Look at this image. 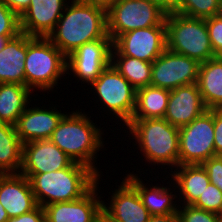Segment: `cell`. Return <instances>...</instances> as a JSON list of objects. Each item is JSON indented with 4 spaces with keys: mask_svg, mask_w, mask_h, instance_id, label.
Wrapping results in <instances>:
<instances>
[{
    "mask_svg": "<svg viewBox=\"0 0 222 222\" xmlns=\"http://www.w3.org/2000/svg\"><path fill=\"white\" fill-rule=\"evenodd\" d=\"M127 127V128H126ZM129 139H135L134 146L144 156L145 163L152 166L164 167L173 171L179 166V128L171 125L164 118L155 119H131L125 126ZM138 144V145H137ZM143 153V154H142ZM161 167H160V166ZM165 165L169 166L166 167Z\"/></svg>",
    "mask_w": 222,
    "mask_h": 222,
    "instance_id": "3",
    "label": "cell"
},
{
    "mask_svg": "<svg viewBox=\"0 0 222 222\" xmlns=\"http://www.w3.org/2000/svg\"><path fill=\"white\" fill-rule=\"evenodd\" d=\"M74 161L50 139L23 144L20 174H42L69 167Z\"/></svg>",
    "mask_w": 222,
    "mask_h": 222,
    "instance_id": "15",
    "label": "cell"
},
{
    "mask_svg": "<svg viewBox=\"0 0 222 222\" xmlns=\"http://www.w3.org/2000/svg\"><path fill=\"white\" fill-rule=\"evenodd\" d=\"M111 64L136 90L150 86L151 62L124 55H111Z\"/></svg>",
    "mask_w": 222,
    "mask_h": 222,
    "instance_id": "27",
    "label": "cell"
},
{
    "mask_svg": "<svg viewBox=\"0 0 222 222\" xmlns=\"http://www.w3.org/2000/svg\"><path fill=\"white\" fill-rule=\"evenodd\" d=\"M137 175L138 174L130 172V174H126L125 178L136 188L143 205L151 215L177 214L180 205L176 203L179 202L177 201L178 199H176L178 198L177 191H175L177 188L174 183H172V179H170L171 183L169 180L167 182L169 186H164V184L158 186L159 184L152 185L151 183V185H149L150 187H147V184ZM171 184H173V186ZM170 186L172 188L175 187L173 188L174 190L171 189ZM173 200L176 201L174 202Z\"/></svg>",
    "mask_w": 222,
    "mask_h": 222,
    "instance_id": "20",
    "label": "cell"
},
{
    "mask_svg": "<svg viewBox=\"0 0 222 222\" xmlns=\"http://www.w3.org/2000/svg\"><path fill=\"white\" fill-rule=\"evenodd\" d=\"M193 206L220 214L222 211V191L214 184L209 183Z\"/></svg>",
    "mask_w": 222,
    "mask_h": 222,
    "instance_id": "29",
    "label": "cell"
},
{
    "mask_svg": "<svg viewBox=\"0 0 222 222\" xmlns=\"http://www.w3.org/2000/svg\"><path fill=\"white\" fill-rule=\"evenodd\" d=\"M41 107V108H40ZM56 105L48 109L44 106L27 105L15 124L16 132L21 142L49 139L62 118L66 115L57 110Z\"/></svg>",
    "mask_w": 222,
    "mask_h": 222,
    "instance_id": "16",
    "label": "cell"
},
{
    "mask_svg": "<svg viewBox=\"0 0 222 222\" xmlns=\"http://www.w3.org/2000/svg\"><path fill=\"white\" fill-rule=\"evenodd\" d=\"M8 222H45V211L42 206H37L31 212L17 217L9 218Z\"/></svg>",
    "mask_w": 222,
    "mask_h": 222,
    "instance_id": "35",
    "label": "cell"
},
{
    "mask_svg": "<svg viewBox=\"0 0 222 222\" xmlns=\"http://www.w3.org/2000/svg\"><path fill=\"white\" fill-rule=\"evenodd\" d=\"M113 1H116V0H94V2H97V3L105 5V6H107L108 4H110Z\"/></svg>",
    "mask_w": 222,
    "mask_h": 222,
    "instance_id": "41",
    "label": "cell"
},
{
    "mask_svg": "<svg viewBox=\"0 0 222 222\" xmlns=\"http://www.w3.org/2000/svg\"><path fill=\"white\" fill-rule=\"evenodd\" d=\"M122 179L118 188L112 191L111 199L108 198L110 201L102 202L101 222H148L151 214L136 188L125 177Z\"/></svg>",
    "mask_w": 222,
    "mask_h": 222,
    "instance_id": "14",
    "label": "cell"
},
{
    "mask_svg": "<svg viewBox=\"0 0 222 222\" xmlns=\"http://www.w3.org/2000/svg\"><path fill=\"white\" fill-rule=\"evenodd\" d=\"M70 113L62 118L49 139L74 162L89 167L101 176L95 162L99 155L97 153L104 148V127H98L97 122L94 123L91 116H87L88 113H82L79 109Z\"/></svg>",
    "mask_w": 222,
    "mask_h": 222,
    "instance_id": "2",
    "label": "cell"
},
{
    "mask_svg": "<svg viewBox=\"0 0 222 222\" xmlns=\"http://www.w3.org/2000/svg\"><path fill=\"white\" fill-rule=\"evenodd\" d=\"M148 1L159 7L166 14H172L176 12L177 0H148Z\"/></svg>",
    "mask_w": 222,
    "mask_h": 222,
    "instance_id": "37",
    "label": "cell"
},
{
    "mask_svg": "<svg viewBox=\"0 0 222 222\" xmlns=\"http://www.w3.org/2000/svg\"><path fill=\"white\" fill-rule=\"evenodd\" d=\"M32 91L26 85L0 83V122L15 125L31 103Z\"/></svg>",
    "mask_w": 222,
    "mask_h": 222,
    "instance_id": "24",
    "label": "cell"
},
{
    "mask_svg": "<svg viewBox=\"0 0 222 222\" xmlns=\"http://www.w3.org/2000/svg\"><path fill=\"white\" fill-rule=\"evenodd\" d=\"M68 0H31L20 16L21 32L32 37H48L65 10Z\"/></svg>",
    "mask_w": 222,
    "mask_h": 222,
    "instance_id": "17",
    "label": "cell"
},
{
    "mask_svg": "<svg viewBox=\"0 0 222 222\" xmlns=\"http://www.w3.org/2000/svg\"><path fill=\"white\" fill-rule=\"evenodd\" d=\"M177 214L179 222H222L219 214L193 205H180Z\"/></svg>",
    "mask_w": 222,
    "mask_h": 222,
    "instance_id": "30",
    "label": "cell"
},
{
    "mask_svg": "<svg viewBox=\"0 0 222 222\" xmlns=\"http://www.w3.org/2000/svg\"><path fill=\"white\" fill-rule=\"evenodd\" d=\"M214 148L216 155L222 154V109H214Z\"/></svg>",
    "mask_w": 222,
    "mask_h": 222,
    "instance_id": "34",
    "label": "cell"
},
{
    "mask_svg": "<svg viewBox=\"0 0 222 222\" xmlns=\"http://www.w3.org/2000/svg\"><path fill=\"white\" fill-rule=\"evenodd\" d=\"M108 36L152 26H166V13L148 0H116L106 6Z\"/></svg>",
    "mask_w": 222,
    "mask_h": 222,
    "instance_id": "8",
    "label": "cell"
},
{
    "mask_svg": "<svg viewBox=\"0 0 222 222\" xmlns=\"http://www.w3.org/2000/svg\"><path fill=\"white\" fill-rule=\"evenodd\" d=\"M27 34L19 33L9 39L0 51V83L25 85Z\"/></svg>",
    "mask_w": 222,
    "mask_h": 222,
    "instance_id": "21",
    "label": "cell"
},
{
    "mask_svg": "<svg viewBox=\"0 0 222 222\" xmlns=\"http://www.w3.org/2000/svg\"><path fill=\"white\" fill-rule=\"evenodd\" d=\"M70 2V0H68ZM71 2H94V0H71Z\"/></svg>",
    "mask_w": 222,
    "mask_h": 222,
    "instance_id": "42",
    "label": "cell"
},
{
    "mask_svg": "<svg viewBox=\"0 0 222 222\" xmlns=\"http://www.w3.org/2000/svg\"><path fill=\"white\" fill-rule=\"evenodd\" d=\"M21 175L29 179L35 200L42 207L83 197L98 178L92 169L76 162L56 171Z\"/></svg>",
    "mask_w": 222,
    "mask_h": 222,
    "instance_id": "4",
    "label": "cell"
},
{
    "mask_svg": "<svg viewBox=\"0 0 222 222\" xmlns=\"http://www.w3.org/2000/svg\"><path fill=\"white\" fill-rule=\"evenodd\" d=\"M19 33L20 17L0 0V36H17Z\"/></svg>",
    "mask_w": 222,
    "mask_h": 222,
    "instance_id": "31",
    "label": "cell"
},
{
    "mask_svg": "<svg viewBox=\"0 0 222 222\" xmlns=\"http://www.w3.org/2000/svg\"><path fill=\"white\" fill-rule=\"evenodd\" d=\"M47 38L66 57L85 43L111 39L106 6L97 2H69Z\"/></svg>",
    "mask_w": 222,
    "mask_h": 222,
    "instance_id": "1",
    "label": "cell"
},
{
    "mask_svg": "<svg viewBox=\"0 0 222 222\" xmlns=\"http://www.w3.org/2000/svg\"><path fill=\"white\" fill-rule=\"evenodd\" d=\"M170 90L146 86L136 90V106L131 119L164 118Z\"/></svg>",
    "mask_w": 222,
    "mask_h": 222,
    "instance_id": "26",
    "label": "cell"
},
{
    "mask_svg": "<svg viewBox=\"0 0 222 222\" xmlns=\"http://www.w3.org/2000/svg\"><path fill=\"white\" fill-rule=\"evenodd\" d=\"M205 20L215 57H222V15H215Z\"/></svg>",
    "mask_w": 222,
    "mask_h": 222,
    "instance_id": "32",
    "label": "cell"
},
{
    "mask_svg": "<svg viewBox=\"0 0 222 222\" xmlns=\"http://www.w3.org/2000/svg\"><path fill=\"white\" fill-rule=\"evenodd\" d=\"M112 48V39H98L78 47L67 56L66 79L73 73L78 82L91 85L111 64Z\"/></svg>",
    "mask_w": 222,
    "mask_h": 222,
    "instance_id": "11",
    "label": "cell"
},
{
    "mask_svg": "<svg viewBox=\"0 0 222 222\" xmlns=\"http://www.w3.org/2000/svg\"><path fill=\"white\" fill-rule=\"evenodd\" d=\"M222 0H177L176 13L191 18L207 19L221 12Z\"/></svg>",
    "mask_w": 222,
    "mask_h": 222,
    "instance_id": "28",
    "label": "cell"
},
{
    "mask_svg": "<svg viewBox=\"0 0 222 222\" xmlns=\"http://www.w3.org/2000/svg\"><path fill=\"white\" fill-rule=\"evenodd\" d=\"M22 154L23 143L15 125L0 122V174H19Z\"/></svg>",
    "mask_w": 222,
    "mask_h": 222,
    "instance_id": "25",
    "label": "cell"
},
{
    "mask_svg": "<svg viewBox=\"0 0 222 222\" xmlns=\"http://www.w3.org/2000/svg\"><path fill=\"white\" fill-rule=\"evenodd\" d=\"M11 11L15 12L19 17L29 7L31 0H1Z\"/></svg>",
    "mask_w": 222,
    "mask_h": 222,
    "instance_id": "36",
    "label": "cell"
},
{
    "mask_svg": "<svg viewBox=\"0 0 222 222\" xmlns=\"http://www.w3.org/2000/svg\"><path fill=\"white\" fill-rule=\"evenodd\" d=\"M90 86H92L91 92L93 91L95 95L96 104L100 102L102 105L100 108L104 112L107 109L106 111L112 114V117L115 115L119 126L122 122V125L126 126L135 110L136 89L112 64L107 66Z\"/></svg>",
    "mask_w": 222,
    "mask_h": 222,
    "instance_id": "7",
    "label": "cell"
},
{
    "mask_svg": "<svg viewBox=\"0 0 222 222\" xmlns=\"http://www.w3.org/2000/svg\"><path fill=\"white\" fill-rule=\"evenodd\" d=\"M213 156H216L214 109H208L190 124L179 128V165L202 164Z\"/></svg>",
    "mask_w": 222,
    "mask_h": 222,
    "instance_id": "9",
    "label": "cell"
},
{
    "mask_svg": "<svg viewBox=\"0 0 222 222\" xmlns=\"http://www.w3.org/2000/svg\"><path fill=\"white\" fill-rule=\"evenodd\" d=\"M208 110L202 100L197 83L170 90L164 119L178 128L190 124Z\"/></svg>",
    "mask_w": 222,
    "mask_h": 222,
    "instance_id": "18",
    "label": "cell"
},
{
    "mask_svg": "<svg viewBox=\"0 0 222 222\" xmlns=\"http://www.w3.org/2000/svg\"><path fill=\"white\" fill-rule=\"evenodd\" d=\"M166 49L196 59L200 63L215 58L205 19L178 13L167 14Z\"/></svg>",
    "mask_w": 222,
    "mask_h": 222,
    "instance_id": "6",
    "label": "cell"
},
{
    "mask_svg": "<svg viewBox=\"0 0 222 222\" xmlns=\"http://www.w3.org/2000/svg\"><path fill=\"white\" fill-rule=\"evenodd\" d=\"M9 216L7 211L4 209L2 204L0 203V222H8Z\"/></svg>",
    "mask_w": 222,
    "mask_h": 222,
    "instance_id": "39",
    "label": "cell"
},
{
    "mask_svg": "<svg viewBox=\"0 0 222 222\" xmlns=\"http://www.w3.org/2000/svg\"><path fill=\"white\" fill-rule=\"evenodd\" d=\"M166 49V26L129 31L113 41L111 55H124L153 62Z\"/></svg>",
    "mask_w": 222,
    "mask_h": 222,
    "instance_id": "12",
    "label": "cell"
},
{
    "mask_svg": "<svg viewBox=\"0 0 222 222\" xmlns=\"http://www.w3.org/2000/svg\"><path fill=\"white\" fill-rule=\"evenodd\" d=\"M197 85L207 109H222V57L200 64Z\"/></svg>",
    "mask_w": 222,
    "mask_h": 222,
    "instance_id": "23",
    "label": "cell"
},
{
    "mask_svg": "<svg viewBox=\"0 0 222 222\" xmlns=\"http://www.w3.org/2000/svg\"><path fill=\"white\" fill-rule=\"evenodd\" d=\"M100 176L96 184L81 198L57 202L44 206L45 221L47 222H101L102 196L100 194ZM99 191V193H98Z\"/></svg>",
    "mask_w": 222,
    "mask_h": 222,
    "instance_id": "13",
    "label": "cell"
},
{
    "mask_svg": "<svg viewBox=\"0 0 222 222\" xmlns=\"http://www.w3.org/2000/svg\"><path fill=\"white\" fill-rule=\"evenodd\" d=\"M202 165L208 174L210 183L222 191V158L220 155L209 158Z\"/></svg>",
    "mask_w": 222,
    "mask_h": 222,
    "instance_id": "33",
    "label": "cell"
},
{
    "mask_svg": "<svg viewBox=\"0 0 222 222\" xmlns=\"http://www.w3.org/2000/svg\"><path fill=\"white\" fill-rule=\"evenodd\" d=\"M0 203L9 218L34 210L38 204L29 179L19 174H0Z\"/></svg>",
    "mask_w": 222,
    "mask_h": 222,
    "instance_id": "19",
    "label": "cell"
},
{
    "mask_svg": "<svg viewBox=\"0 0 222 222\" xmlns=\"http://www.w3.org/2000/svg\"><path fill=\"white\" fill-rule=\"evenodd\" d=\"M170 173L168 176H172L171 179L177 188L179 205H193L210 183L202 164L179 165Z\"/></svg>",
    "mask_w": 222,
    "mask_h": 222,
    "instance_id": "22",
    "label": "cell"
},
{
    "mask_svg": "<svg viewBox=\"0 0 222 222\" xmlns=\"http://www.w3.org/2000/svg\"><path fill=\"white\" fill-rule=\"evenodd\" d=\"M148 222H179L178 214L151 215Z\"/></svg>",
    "mask_w": 222,
    "mask_h": 222,
    "instance_id": "38",
    "label": "cell"
},
{
    "mask_svg": "<svg viewBox=\"0 0 222 222\" xmlns=\"http://www.w3.org/2000/svg\"><path fill=\"white\" fill-rule=\"evenodd\" d=\"M15 36H0V51L5 47L6 43L9 41V39L13 38Z\"/></svg>",
    "mask_w": 222,
    "mask_h": 222,
    "instance_id": "40",
    "label": "cell"
},
{
    "mask_svg": "<svg viewBox=\"0 0 222 222\" xmlns=\"http://www.w3.org/2000/svg\"><path fill=\"white\" fill-rule=\"evenodd\" d=\"M200 64L196 59L165 49L152 62L150 85L173 90L197 83Z\"/></svg>",
    "mask_w": 222,
    "mask_h": 222,
    "instance_id": "10",
    "label": "cell"
},
{
    "mask_svg": "<svg viewBox=\"0 0 222 222\" xmlns=\"http://www.w3.org/2000/svg\"><path fill=\"white\" fill-rule=\"evenodd\" d=\"M66 65L67 57L47 37L27 35L25 85L32 92L57 89L58 81L67 74Z\"/></svg>",
    "mask_w": 222,
    "mask_h": 222,
    "instance_id": "5",
    "label": "cell"
}]
</instances>
